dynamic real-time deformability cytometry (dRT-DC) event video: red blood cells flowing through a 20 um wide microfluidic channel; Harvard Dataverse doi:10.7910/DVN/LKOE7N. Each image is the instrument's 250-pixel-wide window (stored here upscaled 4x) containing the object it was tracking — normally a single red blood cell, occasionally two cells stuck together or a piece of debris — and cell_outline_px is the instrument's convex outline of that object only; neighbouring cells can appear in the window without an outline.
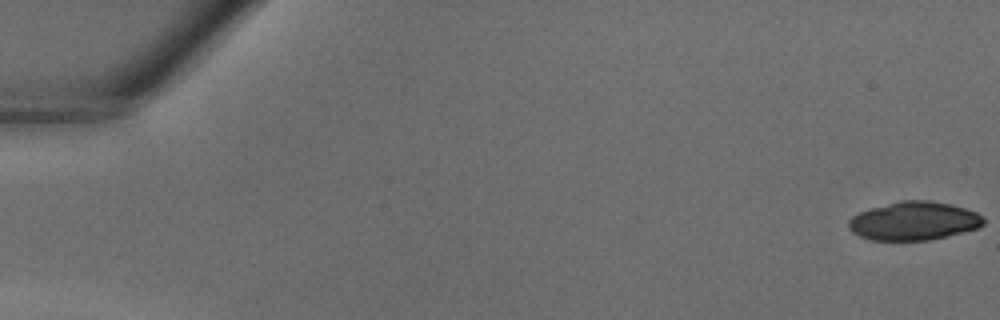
{"species": "common noctule bat (a hibernating species)", "species_latin": "Nyctalus noctula", "temperature_condition": "warm", "stored_images_in_passage": 40, "camera_frame_rate_fps": 3000, "um_per_image_px": 0.085, "animal": {"sex": "male", "body_mass_g": 18.8}, "frame": {"image": 1, "passage_image": 1, "time_ms": 0.0, "image_size_px": [1000, 320], "cell_outline_px": [[984, 224], [980, 228], [964, 232], [928, 240], [872, 240], [860, 236], [852, 232], [848, 228], [848, 220], [852, 216], [860, 212], [872, 208], [900, 200], [928, 200], [948, 204], [964, 208], [976, 212], [984, 216]], "centroid_in_image_um": [77.69, 18.78], "position_along_channel_um": 7.3, "area_um2": 30.23}}
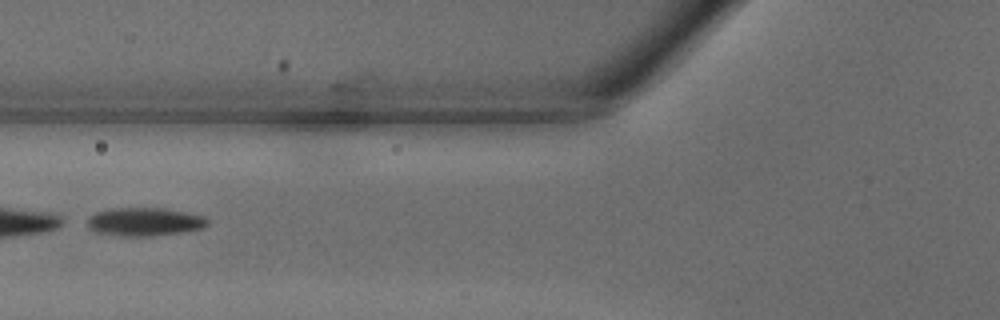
{"frame": {"image": 2, "passage_image": 17, "time_ms": 5.333, "image_size_px": [1000, 320], "cell_outline_px": [[208, 224], [204, 228], [180, 232], [148, 236], [120, 236], [96, 232], [88, 228], [88, 216], [96, 212], [108, 208], [164, 208], [204, 216], [208, 220]], "centroid_in_image_um": [12.25, 18.84], "position_along_channel_um": 113.6, "area_um2": 19.83}}
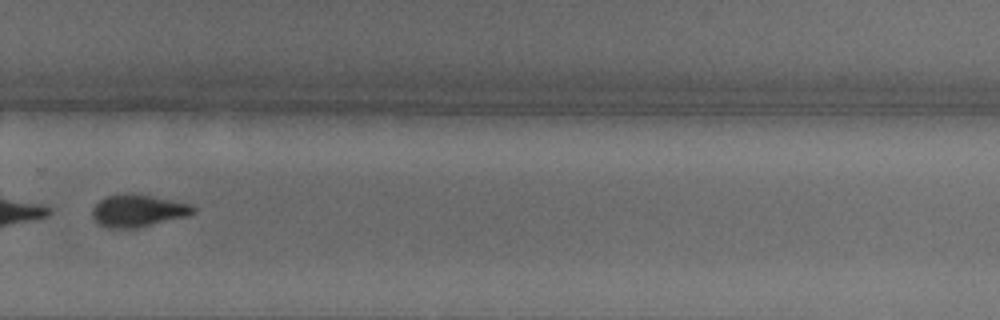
{"frame": {"image": 3, "passage_image": 29, "time_ms": 9.333, "image_size_px": [1000, 320], "cell_outline_px": [[196, 212], [188, 216], [136, 228], [108, 228], [96, 224], [92, 216], [92, 208], [104, 196], [152, 196], [192, 204], [196, 208]], "centroid_in_image_um": [11.74, 17.95], "position_along_channel_um": 318.1, "area_um2": 18.61}}